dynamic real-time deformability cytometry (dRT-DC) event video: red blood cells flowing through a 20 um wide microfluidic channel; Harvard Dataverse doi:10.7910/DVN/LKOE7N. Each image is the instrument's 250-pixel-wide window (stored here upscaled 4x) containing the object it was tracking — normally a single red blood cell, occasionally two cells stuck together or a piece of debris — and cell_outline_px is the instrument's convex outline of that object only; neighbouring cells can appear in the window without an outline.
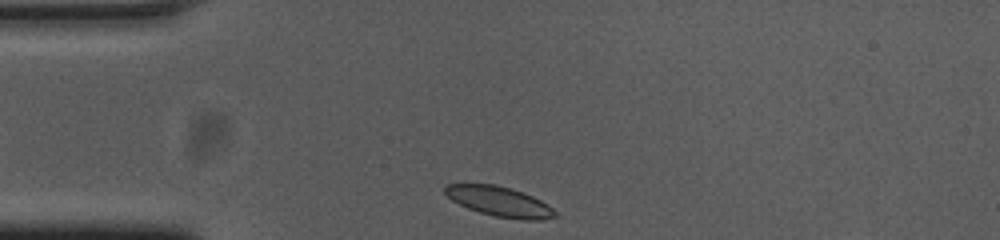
{"species": "common noctule bat (a hibernating species)", "species_latin": "Nyctalus noctula", "temperature_condition": "cold", "stored_images_in_passage": 33, "camera_frame_rate_fps": 3000, "um_per_image_px": 0.085, "animal": {"sex": "female", "body_mass_g": 23.0, "forearm_length_mm": 53.4}, "frame": {"image": 1, "passage_image": 1, "time_ms": 0.0, "image_size_px": [1000, 240], "cell_outline_px": [[560, 216], [540, 220], [524, 220], [496, 216], [480, 212], [468, 208], [452, 200], [444, 192], [444, 188], [448, 184], [496, 184], [512, 188], [532, 196], [540, 200], [552, 208]], "centroid_in_image_um": [42.48, 17.13], "position_along_channel_um": 42.5, "area_um2": 19.07}}
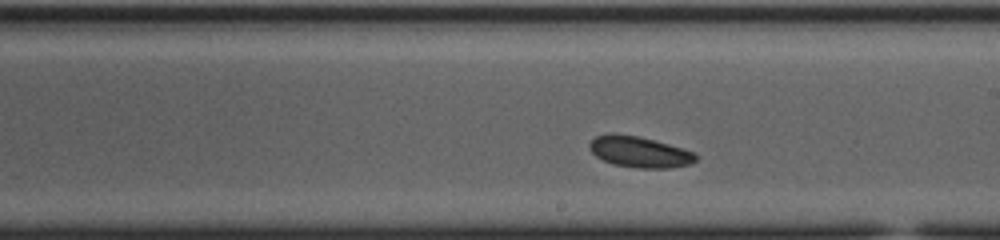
{"frame": {"image": 2, "passage_image": 19, "time_ms": 6.0, "image_size_px": [1000, 240], "cell_outline_px": [[696, 160], [692, 164], [668, 168], [636, 168], [612, 164], [596, 156], [588, 148], [588, 144], [596, 136], [612, 132], [636, 136], [668, 144], [692, 152], [696, 156]], "centroid_in_image_um": [54.3, 12.92], "position_along_channel_um": 234.7, "area_um2": 19.07}}
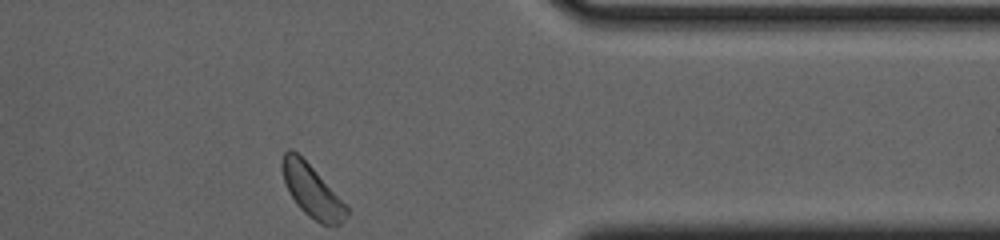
{"frame": {"image": 3, "passage_image": 33, "time_ms": 10.667, "image_size_px": [1000, 240], "cell_outline_px": [[348, 216], [340, 224], [320, 224], [308, 216], [296, 204], [284, 180], [284, 152], [288, 148], [296, 152], [348, 204]], "centroid_in_image_um": [26.59, 16.28], "position_along_channel_um": 384.8, "area_um2": 19.13}, "authors_computed_cell_mechanics": {"area_um2": 19.2474, "velocity_mm_per_s": 3.5816, "shape_relaxation_time_tau1_ms": 1.8256, "shape_relaxation_time_tau2_ms": null, "deformation_change_tau1": 0.0439, "deformation_change_tau2": null}}